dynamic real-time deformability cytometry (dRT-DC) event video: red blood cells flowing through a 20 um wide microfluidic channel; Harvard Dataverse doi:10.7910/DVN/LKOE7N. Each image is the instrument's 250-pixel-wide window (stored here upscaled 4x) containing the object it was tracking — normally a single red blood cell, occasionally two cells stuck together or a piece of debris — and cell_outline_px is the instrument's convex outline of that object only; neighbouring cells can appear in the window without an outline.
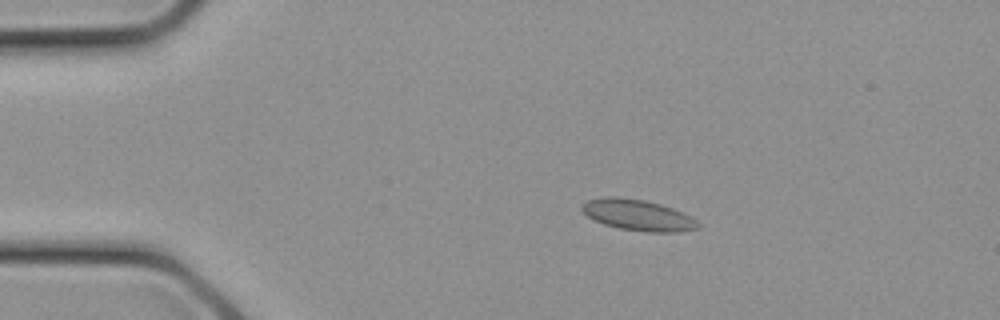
{"species": "common noctule bat (a hibernating species)", "species_latin": "Nyctalus noctula", "temperature_condition": "cold", "stored_images_in_passage": 20, "camera_frame_rate_fps": 3000, "um_per_image_px": 0.085, "animal": {"sex": "female", "body_mass_g": 21.9}, "frame": {"image": 1, "passage_image": 5, "time_ms": 1.333, "image_size_px": [1000, 320], "cell_outline_px": [[700, 228], [676, 232], [648, 232], [620, 228], [604, 224], [588, 216], [580, 208], [580, 204], [588, 200], [604, 196], [616, 196], [644, 200], [660, 204], [672, 208], [696, 220], [700, 224]], "centroid_in_image_um": [54.19, 18.27], "position_along_channel_um": 30.8, "area_um2": 20.81}}
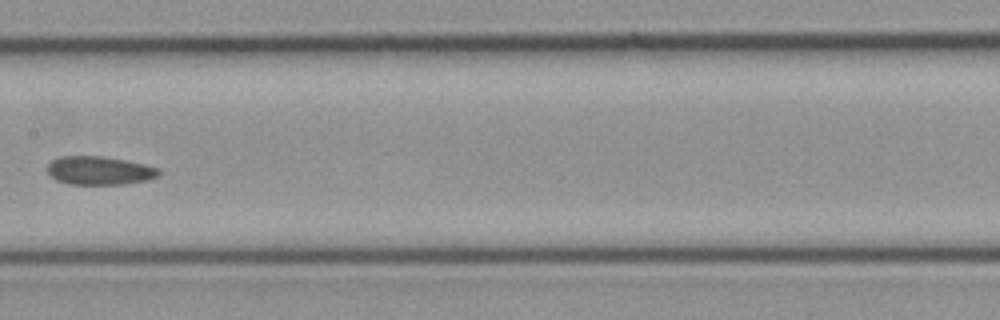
{"frame": {"image": 2, "passage_image": 14, "time_ms": 4.333, "image_size_px": [1000, 320], "cell_outline_px": [[160, 176], [148, 180], [124, 184], [68, 184], [56, 180], [48, 172], [48, 164], [52, 160], [60, 156], [104, 156], [144, 164], [160, 168]], "centroid_in_image_um": [8.48, 14.5], "position_along_channel_um": 198.9, "area_um2": 18.55}}
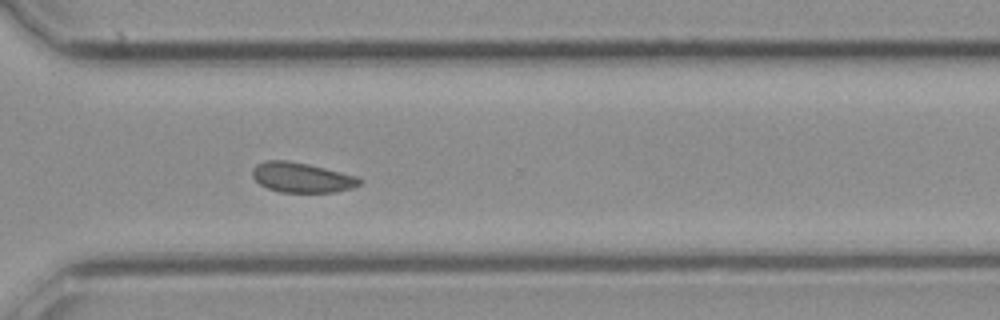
{"frame": {"image": 3, "passage_image": 20, "time_ms": 6.333, "image_size_px": [1000, 320], "cell_outline_px": [[364, 180], [360, 184], [352, 188], [332, 192], [280, 192], [268, 188], [260, 184], [252, 176], [252, 168], [256, 164], [268, 160], [288, 160], [308, 164], [356, 176]], "centroid_in_image_um": [25.63, 15.08], "position_along_channel_um": 345.0, "area_um2": 18.61}}